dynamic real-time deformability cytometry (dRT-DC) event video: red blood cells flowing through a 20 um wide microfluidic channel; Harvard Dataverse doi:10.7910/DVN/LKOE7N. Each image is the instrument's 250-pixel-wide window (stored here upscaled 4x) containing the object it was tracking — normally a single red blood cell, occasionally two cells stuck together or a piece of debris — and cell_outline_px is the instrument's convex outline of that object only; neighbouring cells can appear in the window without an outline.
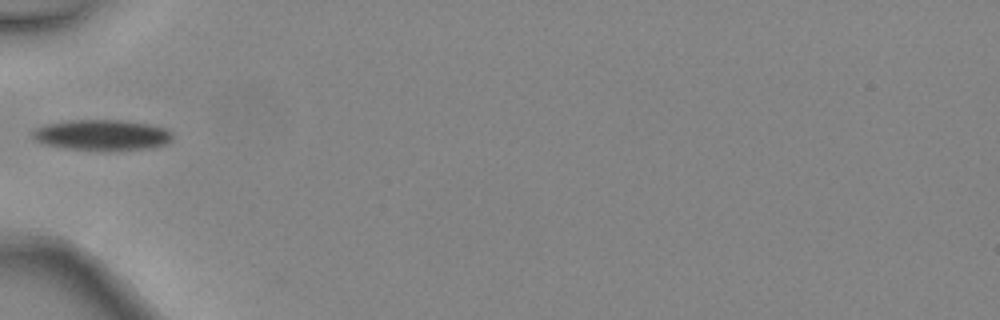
{"species": "common noctule bat (a hibernating species)", "species_latin": "Nyctalus noctula", "temperature_condition": "warm", "stored_images_in_passage": 5, "camera_frame_rate_fps": 3000, "um_per_image_px": 0.085, "animal": {"sex": "female", "body_mass_g": 24.6, "forearm_length_mm": 56.2}, "frame": {"image": 1, "passage_image": 5, "time_ms": 1.333, "image_size_px": [1000, 320], "cell_outline_px": [[172, 140], [164, 144], [148, 148], [108, 152], [64, 148], [44, 144], [36, 140], [32, 136], [32, 132], [36, 128], [44, 124], [68, 120], [124, 120], [148, 124], [164, 128], [172, 132]], "centroid_in_image_um": [8.65, 11.49], "position_along_channel_um": 76.3, "area_um2": 25.43}}